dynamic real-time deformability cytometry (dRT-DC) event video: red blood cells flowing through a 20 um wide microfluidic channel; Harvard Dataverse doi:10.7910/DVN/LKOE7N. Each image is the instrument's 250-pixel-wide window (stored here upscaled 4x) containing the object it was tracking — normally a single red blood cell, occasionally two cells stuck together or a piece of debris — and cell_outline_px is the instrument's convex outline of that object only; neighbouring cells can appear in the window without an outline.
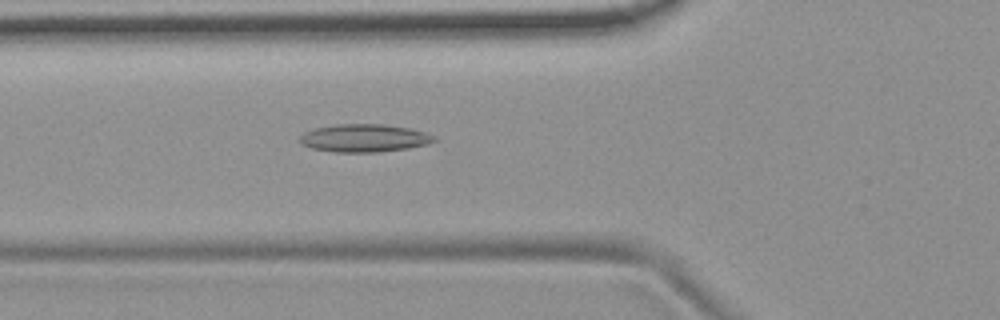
{"species": "common noctule bat (a hibernating species)", "species_latin": "Nyctalus noctula", "temperature_condition": "room temperature", "stored_images_in_passage": 54, "camera_frame_rate_fps": 3000, "um_per_image_px": 0.085, "animal": {"sex": "female", "body_mass_g": 19.9}, "frame": {"image": 1, "passage_image": 20, "time_ms": 6.333, "image_size_px": [1000, 320], "cell_outline_px": [[436, 140], [428, 144], [408, 148], [376, 152], [332, 152], [312, 148], [300, 144], [300, 136], [304, 132], [316, 128], [336, 124], [384, 124], [412, 128], [436, 136]], "centroid_in_image_um": [30.97, 11.73], "position_along_channel_um": 94.8, "area_um2": 21.91}}
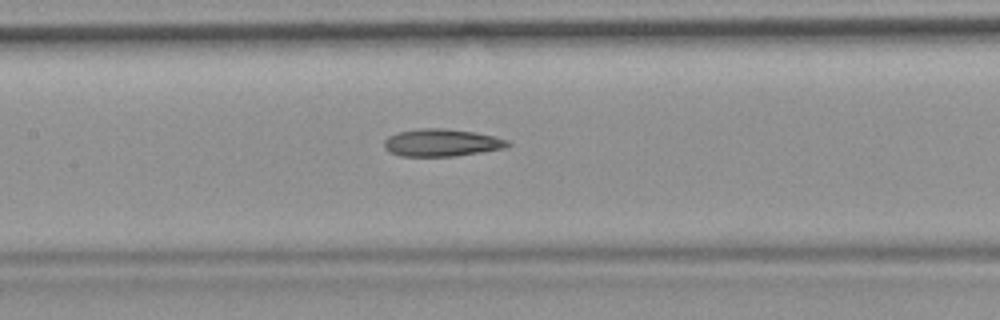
{"frame": {"image": 2, "passage_image": 26, "time_ms": 8.333, "image_size_px": [1000, 320], "cell_outline_px": [[512, 144], [504, 148], [456, 156], [400, 156], [384, 148], [384, 140], [388, 136], [396, 132], [420, 128], [444, 128], [472, 132], [492, 136], [508, 140]], "centroid_in_image_um": [37.51, 12.12], "position_along_channel_um": 169.9, "area_um2": 19.65}}
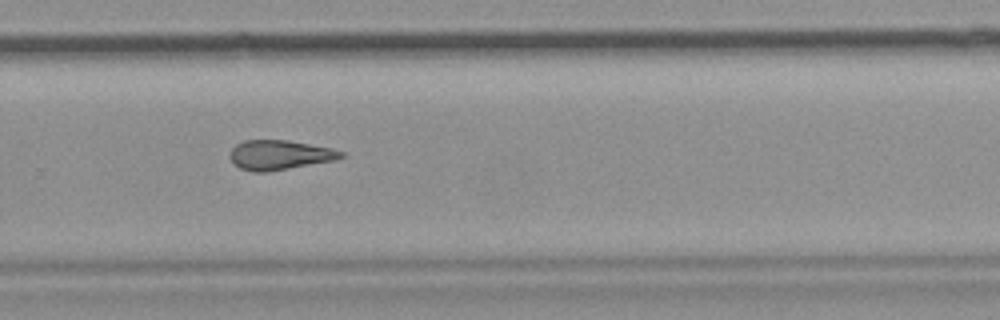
{"frame": {"image": 3, "passage_image": 37, "time_ms": 12.0, "image_size_px": [1000, 320], "cell_outline_px": [[344, 156], [332, 160], [288, 168], [264, 172], [252, 172], [240, 168], [228, 156], [232, 148], [236, 144], [244, 140], [284, 140], [332, 148], [344, 152]], "centroid_in_image_um": [23.72, 13.16], "position_along_channel_um": 306.1, "area_um2": 18.79}, "authors_computed_cell_mechanics": {"area_um2": 19.7965, "velocity_mm_per_s": 3.7366, "shape_relaxation_time_tau1_ms": null, "shape_relaxation_time_tau2_ms": 3.8872, "deformation_change_tau1": null, "deformation_change_tau2": 0.1402}}